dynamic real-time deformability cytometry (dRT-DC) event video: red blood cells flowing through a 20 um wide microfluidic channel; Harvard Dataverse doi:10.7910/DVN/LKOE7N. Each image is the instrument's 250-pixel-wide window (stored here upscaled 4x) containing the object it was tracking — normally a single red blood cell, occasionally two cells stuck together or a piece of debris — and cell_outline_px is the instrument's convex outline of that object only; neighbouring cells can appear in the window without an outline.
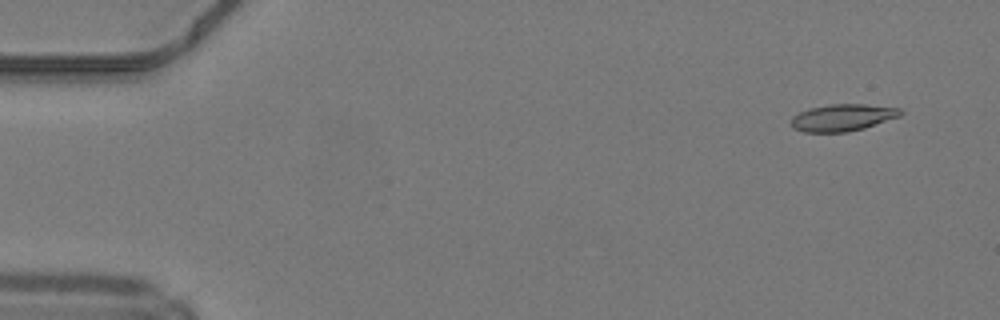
{"species": "common noctule bat (a hibernating species)", "species_latin": "Nyctalus noctula", "temperature_condition": "warm", "stored_images_in_passage": 50, "camera_frame_rate_fps": 3000, "um_per_image_px": 0.085, "animal": {"sex": "male", "body_mass_g": 19.2, "forearm_length_mm": 51.8}, "frame": {"image": 1, "passage_image": 4, "time_ms": 1.0, "image_size_px": [1000, 320], "cell_outline_px": [[904, 112], [900, 116], [864, 128], [848, 132], [804, 132], [792, 128], [792, 116], [808, 108], [832, 104], [868, 104], [900, 108]], "centroid_in_image_um": [71.63, 9.99], "position_along_channel_um": 13.4, "area_um2": 17.22}}
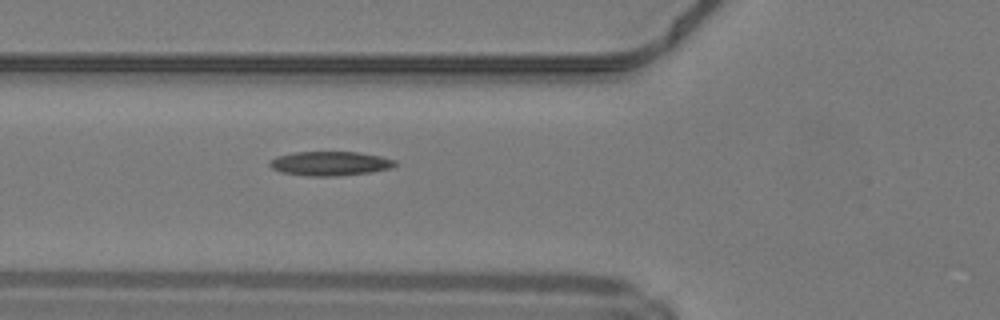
{"frame": {"image": 2, "passage_image": 19, "time_ms": 6.0, "image_size_px": [1000, 320], "cell_outline_px": [[396, 164], [392, 168], [368, 172], [336, 176], [308, 176], [280, 172], [272, 168], [268, 164], [268, 160], [276, 156], [296, 152], [356, 152], [380, 156], [396, 160]], "centroid_in_image_um": [28.01, 13.89], "position_along_channel_um": 97.8, "area_um2": 17.69}}
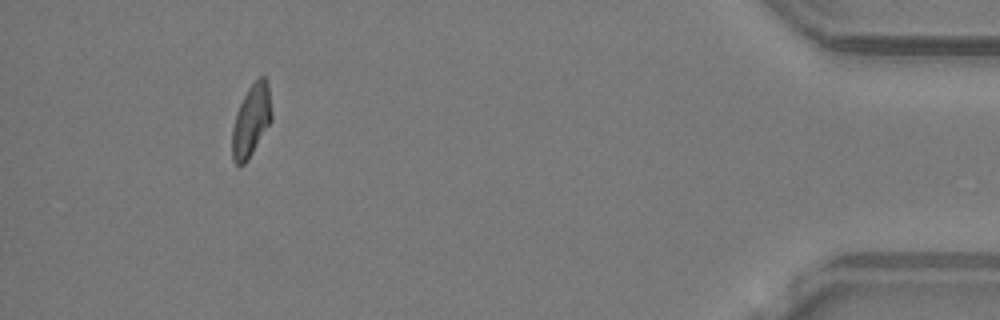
{"frame": {"image": 3, "passage_image": 46, "time_ms": 15.0, "image_size_px": [1000, 320], "cell_outline_px": [[272, 120], [248, 160], [244, 164], [236, 164], [232, 160], [232, 128], [236, 112], [248, 88], [260, 76], [264, 76], [268, 80], [272, 112]], "centroid_in_image_um": [21.36, 10.24], "position_along_channel_um": 413.8, "area_um2": 16.65}, "authors_computed_cell_mechanics": {"area_um2": 17.0221, "velocity_mm_per_s": 4.2333, "shape_relaxation_time_tau1_ms": null, "shape_relaxation_time_tau2_ms": 7.6274, "deformation_change_tau1": null, "deformation_change_tau2": 0.178}}